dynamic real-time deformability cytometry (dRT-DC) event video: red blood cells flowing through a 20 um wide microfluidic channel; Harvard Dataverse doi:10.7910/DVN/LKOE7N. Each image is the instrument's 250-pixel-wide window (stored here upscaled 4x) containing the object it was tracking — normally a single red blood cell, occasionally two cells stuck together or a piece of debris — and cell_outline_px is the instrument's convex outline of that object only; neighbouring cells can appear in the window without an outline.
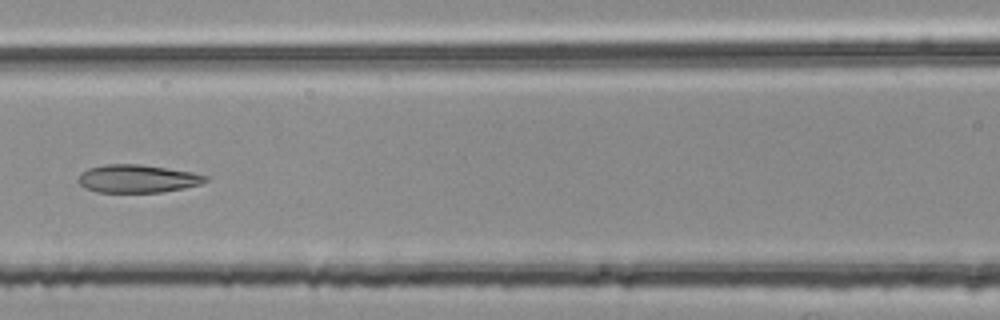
{"species": "common noctule bat (a hibernating species)", "species_latin": "Nyctalus noctula", "temperature_condition": "room temperature", "stored_images_in_passage": 5, "camera_frame_rate_fps": 3000, "um_per_image_px": 0.085, "animal": {"sex": "female", "body_mass_g": 25.1}, "frame": {"image": 1, "passage_image": 5, "time_ms": 1.333, "image_size_px": [1000, 320], "cell_outline_px": [[208, 180], [200, 184], [184, 188], [164, 192], [96, 192], [84, 188], [76, 180], [88, 168], [104, 164], [140, 164], [192, 172], [208, 176]], "centroid_in_image_um": [11.68, 15.19], "position_along_channel_um": 154.9, "area_um2": 20.75}}